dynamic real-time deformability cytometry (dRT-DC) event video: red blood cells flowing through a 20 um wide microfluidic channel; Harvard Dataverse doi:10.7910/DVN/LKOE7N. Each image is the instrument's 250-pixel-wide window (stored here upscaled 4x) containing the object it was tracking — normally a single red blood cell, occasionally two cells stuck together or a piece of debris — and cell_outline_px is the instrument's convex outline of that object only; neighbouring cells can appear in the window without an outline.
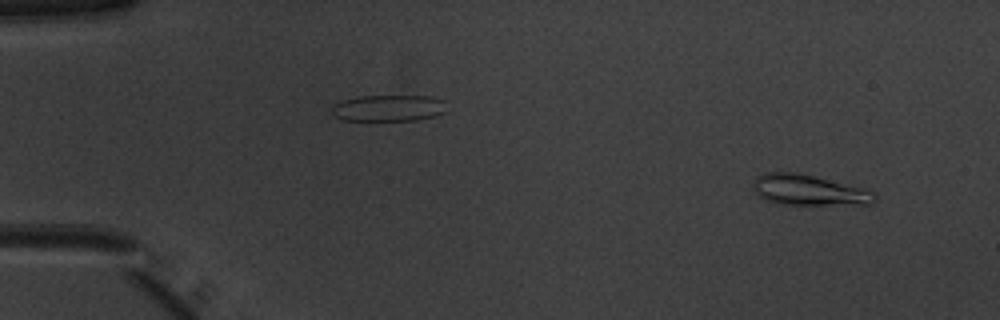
{"species": "common noctule bat (a hibernating species)", "species_latin": "Nyctalus noctula", "temperature_condition": "warm", "stored_images_in_passage": 51, "camera_frame_rate_fps": 3000, "um_per_image_px": 0.085, "animal": {"sex": "male", "body_mass_g": 20.1, "forearm_length_mm": 53.5}, "frame": {"image": 1, "passage_image": 4, "time_ms": 1.0, "image_size_px": [1000, 320], "cell_outline_px": [[876, 200], [872, 204], [776, 204], [760, 196], [752, 188], [752, 184], [756, 176], [764, 172], [796, 172], [876, 192]], "centroid_in_image_um": [68.69, 16.16], "position_along_channel_um": 16.3, "area_um2": 21.33}}
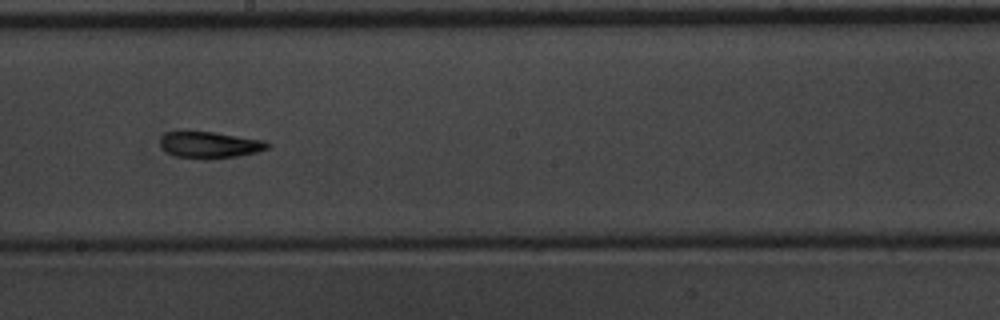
{"frame": {"image": 2, "passage_image": 29, "time_ms": 9.333, "image_size_px": [1000, 320], "cell_outline_px": [[272, 144], [268, 148], [256, 152], [236, 156], [208, 160], [204, 160], [176, 156], [160, 148], [160, 136], [164, 132], [216, 132], [264, 140]], "centroid_in_image_um": [17.82, 12.32], "position_along_channel_um": 230.4, "area_um2": 16.76}}
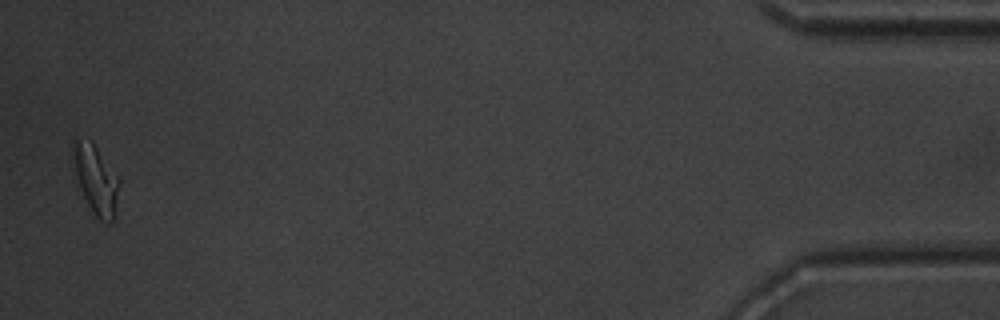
{"frame": {"image": 3, "passage_image": 50, "time_ms": 16.333, "image_size_px": [1000, 320], "cell_outline_px": [[120, 184], [112, 220], [100, 220], [96, 216], [76, 188], [76, 136], [92, 140], [120, 180]], "centroid_in_image_um": [8.15, 15.26], "position_along_channel_um": 427.0, "area_um2": 17.92}, "authors_computed_cell_mechanics": {"area_um2": 17.1088, "velocity_mm_per_s": 3.9898, "shape_relaxation_time_tau1_ms": 4.05, "shape_relaxation_time_tau2_ms": 3.0134, "deformation_change_tau1": 0.1672, "deformation_change_tau2": 0.1186}}